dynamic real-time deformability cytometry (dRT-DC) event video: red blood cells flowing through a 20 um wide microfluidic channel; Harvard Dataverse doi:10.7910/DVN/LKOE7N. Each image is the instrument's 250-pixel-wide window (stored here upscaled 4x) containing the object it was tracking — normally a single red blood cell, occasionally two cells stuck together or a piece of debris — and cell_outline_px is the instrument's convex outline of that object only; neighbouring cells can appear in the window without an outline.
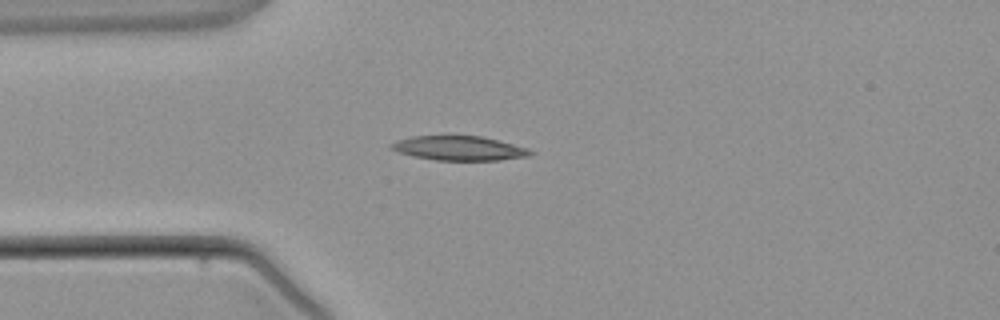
{"species": "common noctule bat (a hibernating species)", "species_latin": "Nyctalus noctula", "temperature_condition": "warm", "stored_images_in_passage": 4, "camera_frame_rate_fps": 3000, "um_per_image_px": 0.085, "animal": {"sex": "male", "body_mass_g": 21.5, "forearm_length_mm": 52.0}, "frame": {"image": 1, "passage_image": 4, "time_ms": 4.667, "image_size_px": [1000, 320], "cell_outline_px": [[536, 152], [532, 156], [500, 160], [436, 160], [412, 156], [388, 148], [388, 144], [412, 136], [480, 136], [528, 148]], "centroid_in_image_um": [39.05, 12.61], "position_along_channel_um": 46.0, "area_um2": 19.71}}